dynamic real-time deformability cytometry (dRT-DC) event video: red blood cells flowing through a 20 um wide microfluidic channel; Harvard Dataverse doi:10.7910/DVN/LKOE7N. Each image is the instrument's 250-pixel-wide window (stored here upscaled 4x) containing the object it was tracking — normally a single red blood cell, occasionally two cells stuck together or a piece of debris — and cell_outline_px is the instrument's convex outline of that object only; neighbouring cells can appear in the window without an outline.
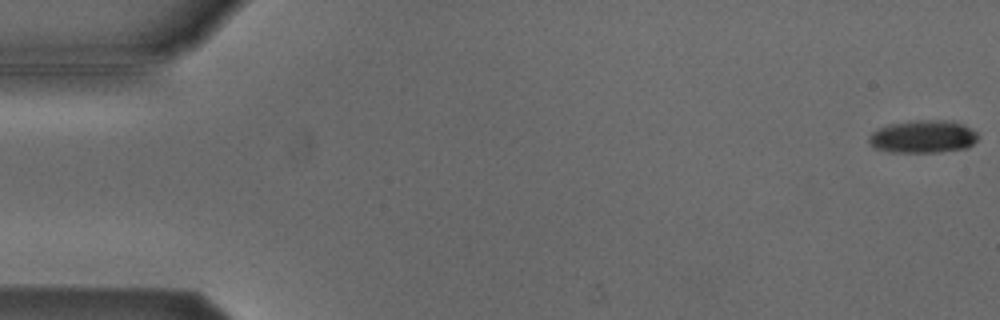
{"species": "Egyptian fruit bat (a non-hibernating species)", "species_latin": "Rousettus aegyptiacus", "temperature_condition": "cold", "stored_images_in_passage": 54, "camera_frame_rate_fps": 3000, "um_per_image_px": 0.085, "animal": {"sex": "male"}, "frame": {"image": 1, "passage_image": 1, "time_ms": 0.0, "image_size_px": [1000, 320], "cell_outline_px": [[976, 140], [968, 148], [936, 152], [888, 152], [876, 148], [868, 140], [868, 136], [872, 132], [880, 128], [892, 124], [916, 120], [952, 120], [976, 132]], "centroid_in_image_um": [78.44, 11.62], "position_along_channel_um": 6.6, "area_um2": 20.52}}
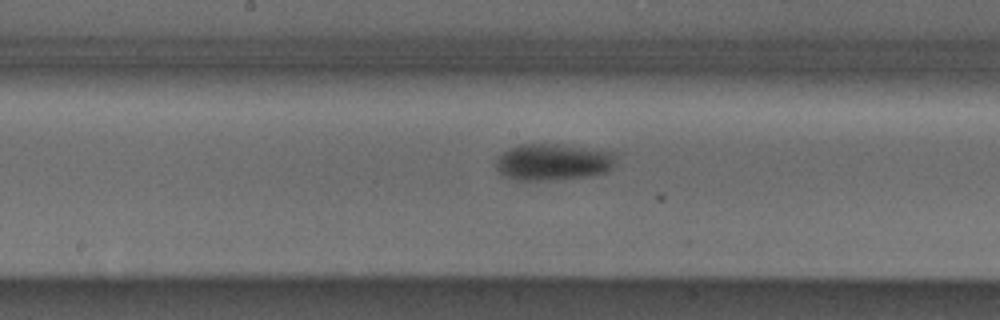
{"frame": {"image": 2, "passage_image": 28, "time_ms": 9.0, "image_size_px": [1000, 320], "cell_outline_px": [[616, 152], [612, 168], [604, 172], [588, 176], [540, 180], [516, 180], [504, 176], [496, 168], [496, 156], [520, 144], [556, 144]], "centroid_in_image_um": [46.98, 13.76], "position_along_channel_um": 201.2, "area_um2": 25.26}}
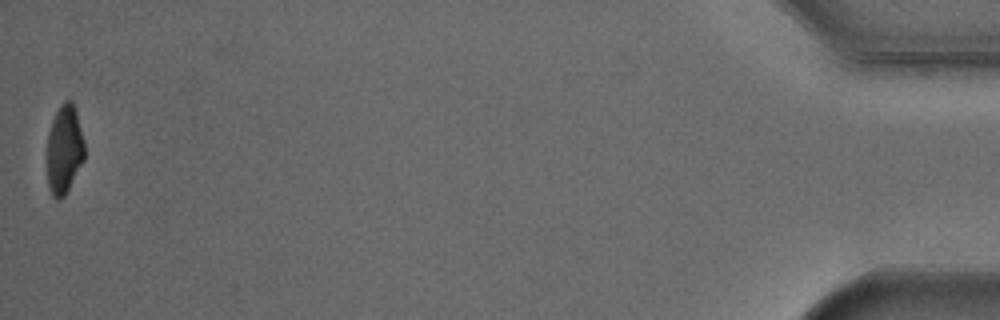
{"frame": {"image": 3, "passage_image": 54, "time_ms": 17.667, "image_size_px": [1000, 320], "cell_outline_px": [[84, 160], [64, 196], [60, 200], [56, 200], [52, 196], [48, 184], [48, 132], [52, 120], [60, 104], [64, 100], [72, 100], [76, 112], [84, 140]], "centroid_in_image_um": [5.47, 12.69], "position_along_channel_um": 429.7, "area_um2": 19.25}, "authors_computed_cell_mechanics": {"area_um2": 22.9755, "velocity_mm_per_s": 3.807, "shape_relaxation_time_tau1_ms": 2.1534, "shape_relaxation_time_tau2_ms": null, "deformation_change_tau1": 0.1273, "deformation_change_tau2": null}}